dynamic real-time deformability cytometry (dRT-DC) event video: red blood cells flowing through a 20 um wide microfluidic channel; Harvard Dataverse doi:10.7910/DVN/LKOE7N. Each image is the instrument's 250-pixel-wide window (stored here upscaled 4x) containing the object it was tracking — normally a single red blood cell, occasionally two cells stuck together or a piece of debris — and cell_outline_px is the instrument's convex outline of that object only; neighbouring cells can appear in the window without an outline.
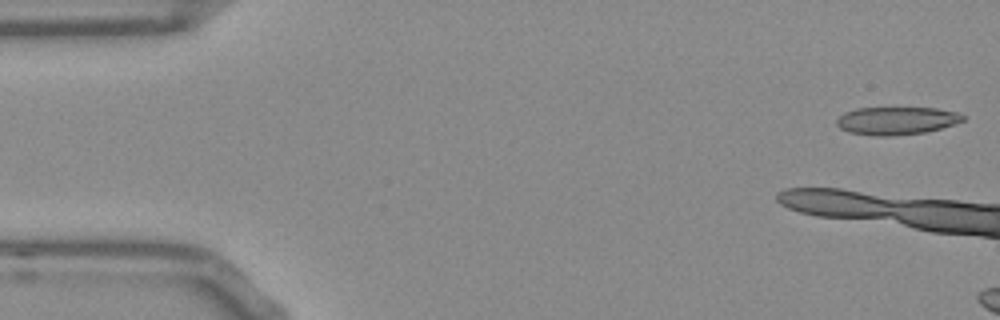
{"species": "Egyptian fruit bat (a non-hibernating species)", "species_latin": "Rousettus aegyptiacus", "temperature_condition": "room temperature", "stored_images_in_passage": 5, "camera_frame_rate_fps": 3000, "um_per_image_px": 0.085, "frame": {"image": 1, "passage_image": 1, "time_ms": 0.0, "image_size_px": [1000, 320], "cell_outline_px": [[964, 120], [940, 128], [924, 132], [892, 136], [876, 136], [848, 132], [840, 128], [836, 124], [836, 120], [844, 112], [856, 108], [936, 108], [956, 112], [964, 116]], "centroid_in_image_um": [76.15, 10.26], "position_along_channel_um": 8.8, "area_um2": 20.35}}